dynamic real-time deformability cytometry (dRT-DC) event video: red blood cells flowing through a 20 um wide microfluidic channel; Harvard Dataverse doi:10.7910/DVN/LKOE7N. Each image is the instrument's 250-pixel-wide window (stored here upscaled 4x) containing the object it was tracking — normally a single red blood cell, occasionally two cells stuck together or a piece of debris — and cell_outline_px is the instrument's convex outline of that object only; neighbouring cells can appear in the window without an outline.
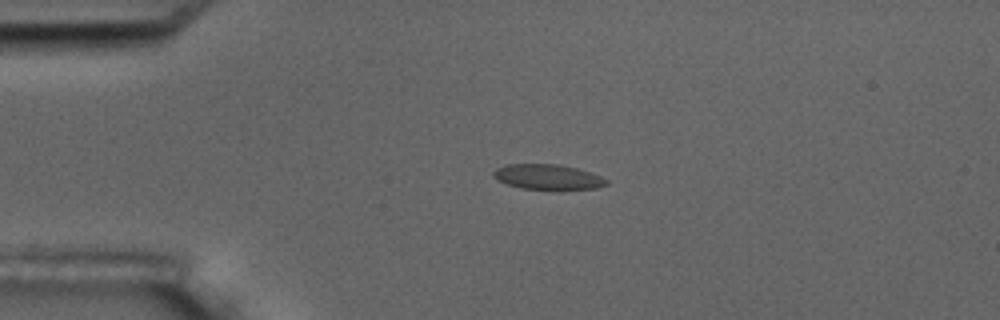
{"species": "common noctule bat (a hibernating species)", "species_latin": "Nyctalus noctula", "temperature_condition": "room temperature", "stored_images_in_passage": 4, "camera_frame_rate_fps": 3000, "um_per_image_px": 0.085, "animal": {"sex": "male", "body_mass_g": 17.5, "forearm_length_mm": 52.3}, "frame": {"image": 1, "passage_image": 3, "time_ms": 3.0, "image_size_px": [1000, 320], "cell_outline_px": [[608, 184], [596, 188], [520, 188], [496, 180], [492, 176], [492, 172], [496, 168], [504, 164], [560, 164], [576, 168], [600, 176], [608, 180]], "centroid_in_image_um": [46.49, 15.01], "position_along_channel_um": 38.5, "area_um2": 16.24}}